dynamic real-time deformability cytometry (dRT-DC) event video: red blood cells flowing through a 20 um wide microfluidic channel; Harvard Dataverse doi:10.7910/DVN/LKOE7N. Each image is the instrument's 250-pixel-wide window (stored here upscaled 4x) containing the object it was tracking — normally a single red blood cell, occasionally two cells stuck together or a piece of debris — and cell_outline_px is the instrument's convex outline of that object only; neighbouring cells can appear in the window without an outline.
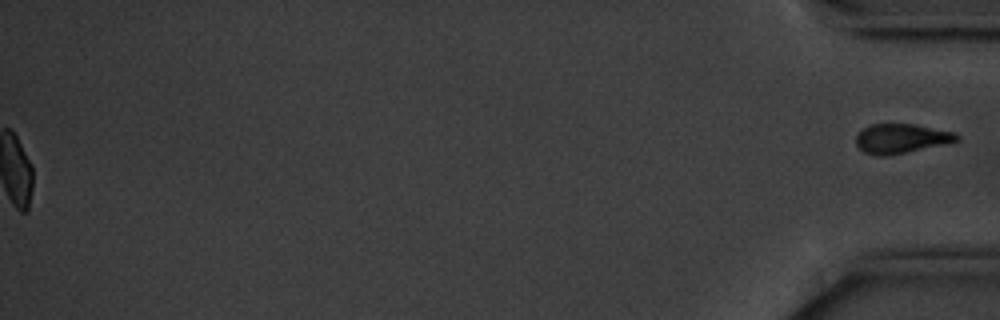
{"species": "common noctule bat (a hibernating species)", "species_latin": "Nyctalus noctula", "temperature_condition": "cold", "stored_images_in_passage": 44, "camera_frame_rate_fps": 3000, "um_per_image_px": 0.085, "animal": {"sex": "male", "body_mass_g": 20.1, "forearm_length_mm": 53.5}, "frame": {"image": 1, "passage_image": 44, "time_ms": 14.333, "image_size_px": [1000, 320], "cell_outline_px": [[960, 140], [904, 152], [884, 156], [876, 156], [864, 152], [856, 144], [856, 136], [868, 124], [916, 124], [956, 132], [960, 136]], "centroid_in_image_um": [76.6, 11.75], "position_along_channel_um": 358.6, "area_um2": 17.11}}